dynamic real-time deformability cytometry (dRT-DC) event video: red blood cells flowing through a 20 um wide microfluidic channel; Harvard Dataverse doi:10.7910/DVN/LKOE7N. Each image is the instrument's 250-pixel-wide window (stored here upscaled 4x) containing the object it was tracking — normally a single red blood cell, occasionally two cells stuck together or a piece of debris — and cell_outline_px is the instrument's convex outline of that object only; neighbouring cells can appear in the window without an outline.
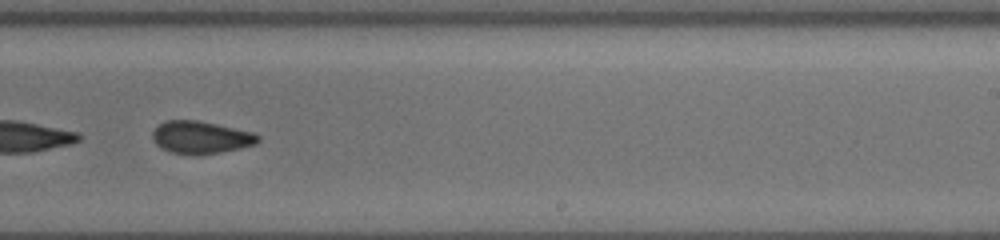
{"species": "common noctule bat (a hibernating species)", "species_latin": "Nyctalus noctula", "temperature_condition": "cold", "stored_images_in_passage": 42, "camera_frame_rate_fps": 3000, "um_per_image_px": 0.085, "animal": {"sex": "female", "body_mass_g": 19.5, "forearm_length_mm": 54.1}, "frame": {"image": 1, "passage_image": 25, "time_ms": 5.667, "image_size_px": [1000, 240], "cell_outline_px": [[260, 140], [256, 144], [240, 148], [220, 152], [192, 156], [168, 152], [160, 148], [156, 144], [152, 136], [152, 132], [160, 124], [168, 120], [196, 120], [256, 132], [260, 136]], "centroid_in_image_um": [17.08, 11.69], "position_along_channel_um": 271.9, "area_um2": 20.23}, "authors_computed_cell_mechanics": {"area_um2": 20.1433, "velocity_mm_per_s": 3.895, "shape_relaxation_time_tau1_ms": 5.3874, "shape_relaxation_time_tau2_ms": 3.0441, "deformation_change_tau1": 0.1292, "deformation_change_tau2": 0.069}}